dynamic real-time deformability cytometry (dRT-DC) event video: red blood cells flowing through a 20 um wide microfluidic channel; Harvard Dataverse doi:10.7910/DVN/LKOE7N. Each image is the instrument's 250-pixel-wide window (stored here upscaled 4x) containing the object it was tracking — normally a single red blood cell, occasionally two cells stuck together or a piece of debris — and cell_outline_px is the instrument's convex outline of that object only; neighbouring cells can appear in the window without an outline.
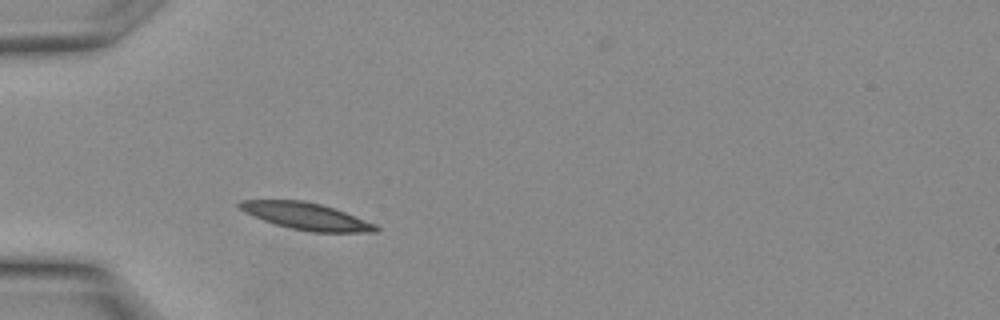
{"species": "Egyptian fruit bat (a non-hibernating species)", "species_latin": "Rousettus aegyptiacus", "temperature_condition": "warm", "stored_images_in_passage": 5, "camera_frame_rate_fps": 3000, "um_per_image_px": 0.085, "animal": {"sex": "female"}, "frame": {"image": 1, "passage_image": 1, "time_ms": 0.0, "image_size_px": [1000, 320], "cell_outline_px": [[380, 232], [312, 232], [292, 228], [276, 224], [264, 220], [244, 212], [236, 204], [240, 200], [304, 200], [336, 208], [376, 224], [380, 228]], "centroid_in_image_um": [26.07, 18.37], "position_along_channel_um": 58.9, "area_um2": 21.39}}
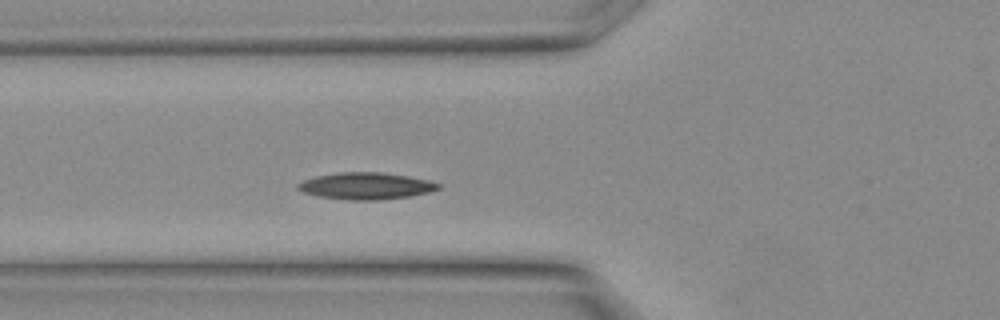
{"frame": {"image": 2, "passage_image": 3, "time_ms": 0.667, "image_size_px": [1000, 320], "cell_outline_px": [[440, 188], [428, 192], [408, 196], [376, 200], [348, 200], [320, 196], [304, 192], [296, 188], [296, 184], [304, 180], [316, 176], [336, 172], [380, 172], [408, 176], [428, 180], [440, 184]], "centroid_in_image_um": [31.08, 15.79], "position_along_channel_um": 94.7, "area_um2": 21.73}}
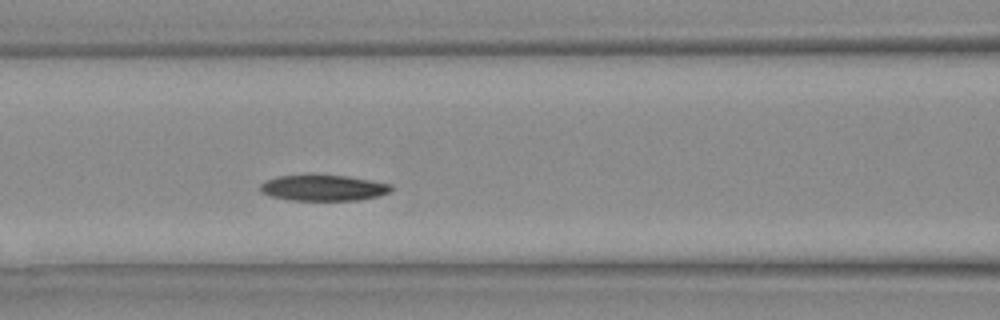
{"frame": {"image": 3, "passage_image": 5, "time_ms": 1.333, "image_size_px": [1000, 320], "cell_outline_px": [[392, 188], [388, 192], [380, 196], [356, 200], [288, 200], [268, 196], [260, 192], [260, 184], [264, 180], [276, 176], [348, 176], [392, 184]], "centroid_in_image_um": [27.44, 15.98], "position_along_channel_um": 139.2, "area_um2": 19.65}}